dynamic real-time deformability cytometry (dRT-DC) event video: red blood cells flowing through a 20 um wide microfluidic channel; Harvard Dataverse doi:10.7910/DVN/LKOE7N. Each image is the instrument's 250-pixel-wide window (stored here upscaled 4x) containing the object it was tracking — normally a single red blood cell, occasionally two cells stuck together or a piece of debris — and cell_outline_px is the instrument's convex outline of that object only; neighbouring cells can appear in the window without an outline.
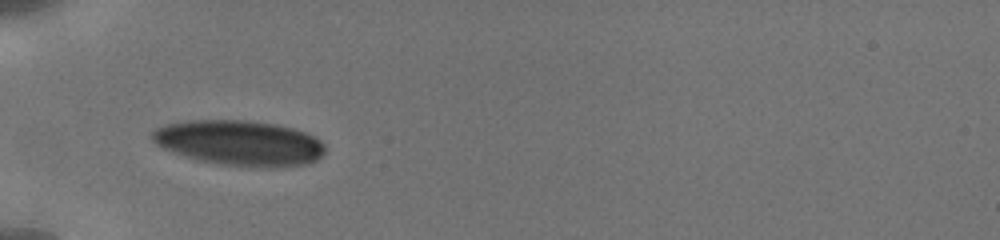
{"species": "human", "species_latin": "Homo sapiens", "temperature_condition": "cold", "stored_images_in_passage": 8, "camera_frame_rate_fps": 3000, "um_per_image_px": 0.085, "donor": {"sex": "male"}, "frame": {"image": 1, "passage_image": 1, "time_ms": 0.0, "image_size_px": [1000, 240], "cell_outline_px": [[324, 152], [316, 160], [308, 164], [272, 168], [264, 168], [220, 164], [200, 160], [184, 156], [164, 148], [156, 144], [152, 140], [152, 132], [156, 128], [164, 124], [184, 120], [248, 120], [276, 124], [292, 128], [304, 132], [320, 140], [324, 144]], "centroid_in_image_um": [20.35, 12.15], "position_along_channel_um": 64.7, "area_um2": 45.72}}
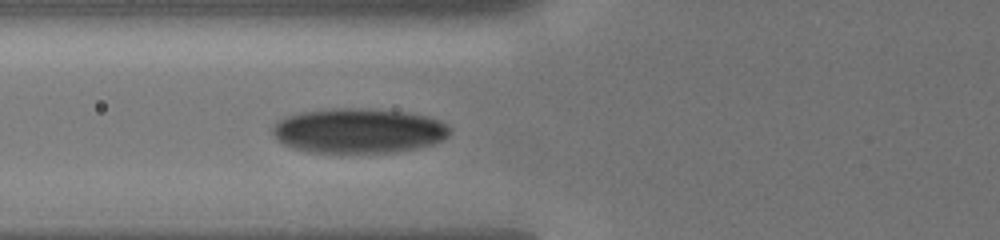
{"frame": {"image": 2, "passage_image": 7, "time_ms": 1.0, "image_size_px": [1000, 240], "cell_outline_px": [[452, 128], [448, 136], [444, 140], [432, 144], [416, 148], [396, 152], [308, 152], [292, 148], [276, 140], [272, 132], [272, 128], [276, 120], [284, 116], [300, 112], [332, 108], [360, 108], [408, 112], [424, 116], [448, 124]], "centroid_in_image_um": [30.44, 11.11], "position_along_channel_um": 95.4, "area_um2": 46.59}}